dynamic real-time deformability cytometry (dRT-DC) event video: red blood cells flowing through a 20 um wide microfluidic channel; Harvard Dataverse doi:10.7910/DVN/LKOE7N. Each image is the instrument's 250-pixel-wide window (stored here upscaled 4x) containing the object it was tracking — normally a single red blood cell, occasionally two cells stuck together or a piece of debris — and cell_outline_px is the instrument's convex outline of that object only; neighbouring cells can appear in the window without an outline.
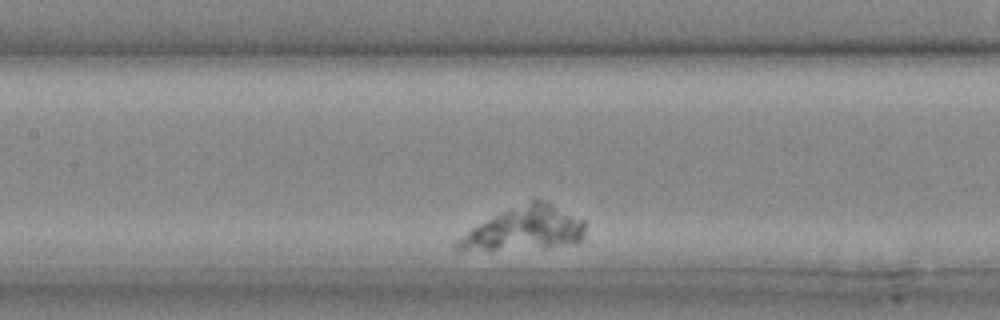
{"species": "common noctule bat (a hibernating species)", "species_latin": "Nyctalus noctula", "temperature_condition": "cold", "stored_images_in_passage": 16, "camera_frame_rate_fps": 3000, "um_per_image_px": 0.085, "animal": {"sex": "male", "body_mass_g": 20.4}, "frame": {"image": 1, "passage_image": 6, "time_ms": 1.667, "image_size_px": [1000, 320], "cell_outline_px": [[584, 236], [576, 244], [496, 248], [456, 248], [456, 244], [472, 228], [504, 212], [532, 200], [540, 200], [584, 220]], "centroid_in_image_um": [44.72, 19.41], "position_along_channel_um": 162.7, "area_um2": 29.59}}
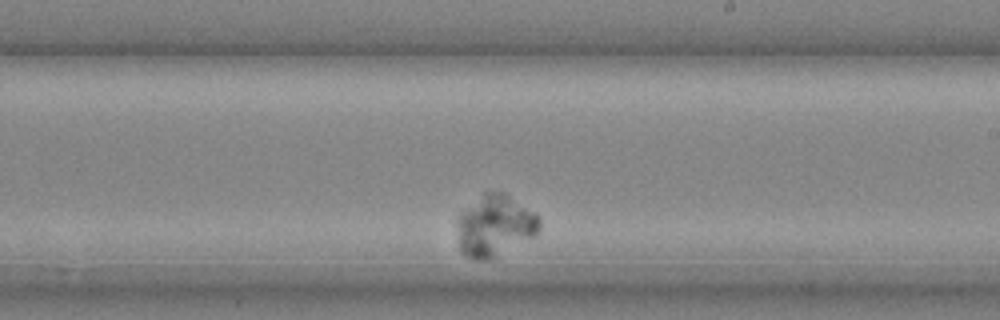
{"frame": {"image": 2, "passage_image": 10, "time_ms": 3.0, "image_size_px": [1000, 320], "cell_outline_px": [[540, 224], [536, 232], [532, 236], [496, 260], [472, 260], [460, 248], [456, 224], [456, 220], [460, 212], [484, 192], [504, 192], [536, 212], [540, 220]], "centroid_in_image_um": [42.05, 19.2], "position_along_channel_um": 247.0, "area_um2": 29.82}}
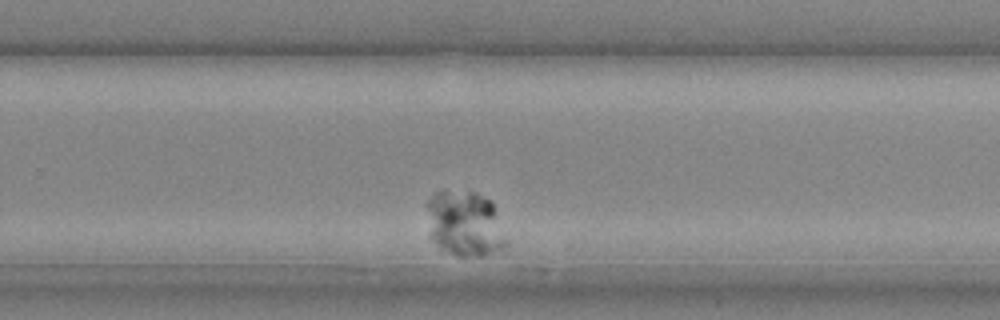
{"frame": {"image": 3, "passage_image": 12, "time_ms": 3.667, "image_size_px": [1000, 320], "cell_outline_px": [[504, 244], [500, 248], [480, 256], [460, 256], [440, 248], [432, 240], [424, 204], [440, 188], [472, 192], [492, 200], [504, 240]], "centroid_in_image_um": [39.4, 18.94], "position_along_channel_um": 290.4, "area_um2": 29.88}}